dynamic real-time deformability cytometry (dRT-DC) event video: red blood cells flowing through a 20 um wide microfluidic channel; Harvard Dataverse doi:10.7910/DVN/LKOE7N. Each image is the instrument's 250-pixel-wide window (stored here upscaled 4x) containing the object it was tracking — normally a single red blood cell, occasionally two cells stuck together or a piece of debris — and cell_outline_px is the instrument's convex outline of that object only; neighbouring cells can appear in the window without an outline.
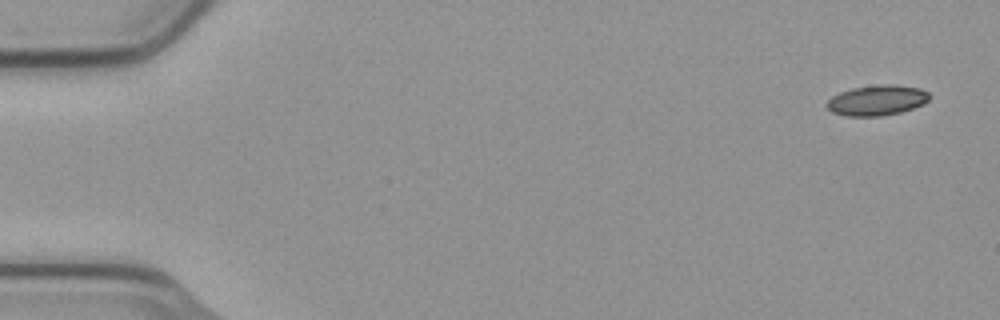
{"species": "common noctule bat (a hibernating species)", "species_latin": "Nyctalus noctula", "temperature_condition": "cold", "stored_images_in_passage": 54, "camera_frame_rate_fps": 3000, "um_per_image_px": 0.085, "animal": {"sex": "male", "body_mass_g": 23.1, "forearm_length_mm": 52.7}, "frame": {"image": 1, "passage_image": 1, "time_ms": 0.0, "image_size_px": [1000, 320], "cell_outline_px": [[928, 100], [924, 104], [900, 112], [880, 116], [844, 116], [832, 112], [824, 104], [832, 96], [840, 92], [852, 88], [880, 84], [892, 84], [920, 88], [928, 92]], "centroid_in_image_um": [74.51, 8.52], "position_along_channel_um": 10.5, "area_um2": 18.15}}
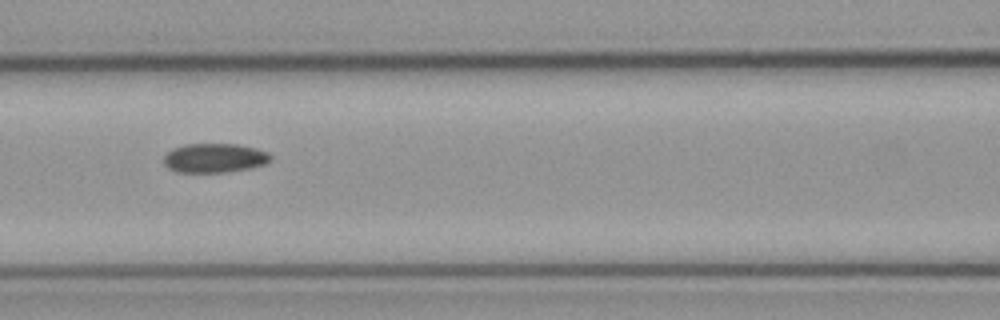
{"frame": {"image": 2, "passage_image": 23, "time_ms": 7.333, "image_size_px": [1000, 320], "cell_outline_px": [[272, 160], [264, 164], [252, 168], [224, 172], [176, 172], [168, 168], [164, 164], [164, 156], [172, 148], [184, 144], [236, 144], [256, 148], [268, 152], [272, 156]], "centroid_in_image_um": [18.24, 13.43], "position_along_channel_um": 148.4, "area_um2": 18.32}}
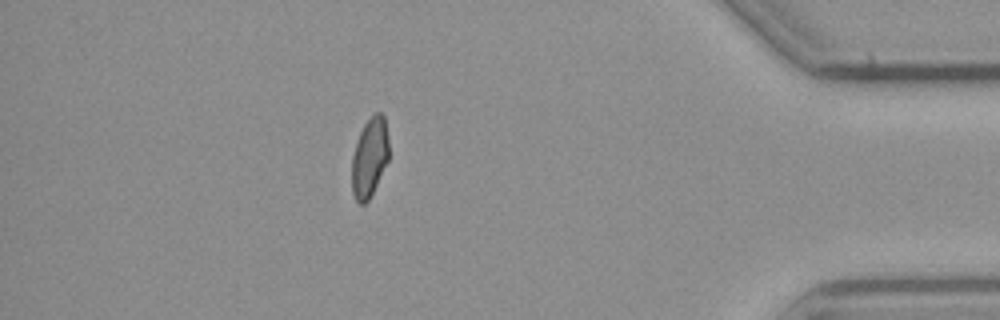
{"frame": {"image": 3, "passage_image": 47, "time_ms": 15.333, "image_size_px": [1000, 320], "cell_outline_px": [[388, 160], [368, 200], [364, 204], [360, 204], [356, 200], [352, 192], [352, 156], [360, 132], [364, 124], [376, 112], [380, 112], [384, 116], [388, 136]], "centroid_in_image_um": [31.41, 13.37], "position_along_channel_um": 403.8, "area_um2": 16.82}, "authors_computed_cell_mechanics": {"area_um2": 18.4093, "velocity_mm_per_s": 3.7596, "shape_relaxation_time_tau1_ms": null, "shape_relaxation_time_tau2_ms": 4.7085, "deformation_change_tau1": null, "deformation_change_tau2": 0.0696}}